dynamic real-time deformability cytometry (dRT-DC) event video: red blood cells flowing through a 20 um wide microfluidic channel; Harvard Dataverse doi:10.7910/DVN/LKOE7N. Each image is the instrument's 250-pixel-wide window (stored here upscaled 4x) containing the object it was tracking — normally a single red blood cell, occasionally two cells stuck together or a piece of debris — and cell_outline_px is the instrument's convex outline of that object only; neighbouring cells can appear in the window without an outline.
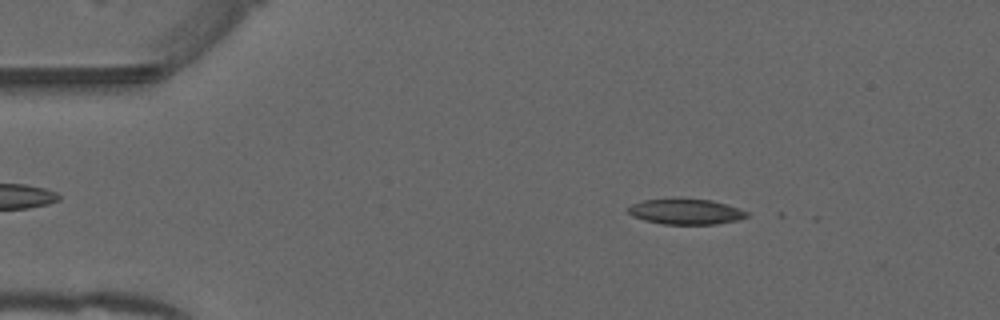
{"species": "common noctule bat (a hibernating species)", "species_latin": "Nyctalus noctula", "temperature_condition": "warm", "stored_images_in_passage": 18, "camera_frame_rate_fps": 3000, "um_per_image_px": 0.085, "animal": {"sex": "male", "forearm_length_mm": 52.5}, "frame": {"image": 1, "passage_image": 8, "time_ms": 2.333, "image_size_px": [1000, 320], "cell_outline_px": [[748, 216], [736, 220], [716, 224], [664, 224], [644, 220], [632, 216], [628, 212], [628, 208], [632, 204], [644, 200], [712, 200], [748, 212]], "centroid_in_image_um": [58.27, 18.01], "position_along_channel_um": 26.7, "area_um2": 16.99}}
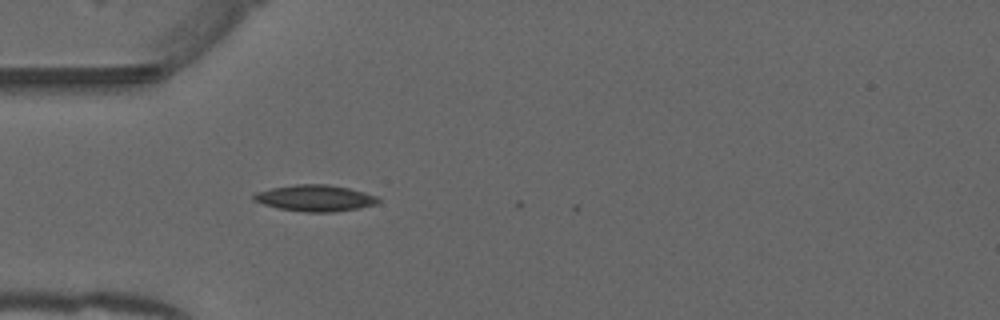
{"frame": {"image": 2, "passage_image": 15, "time_ms": 4.667, "image_size_px": [1000, 320], "cell_outline_px": [[380, 200], [376, 204], [356, 208], [332, 212], [308, 212], [276, 208], [252, 200], [252, 196], [256, 192], [272, 188], [296, 184], [328, 184], [348, 188], [364, 192], [376, 196]], "centroid_in_image_um": [26.74, 16.83], "position_along_channel_um": 58.3, "area_um2": 18.96}}